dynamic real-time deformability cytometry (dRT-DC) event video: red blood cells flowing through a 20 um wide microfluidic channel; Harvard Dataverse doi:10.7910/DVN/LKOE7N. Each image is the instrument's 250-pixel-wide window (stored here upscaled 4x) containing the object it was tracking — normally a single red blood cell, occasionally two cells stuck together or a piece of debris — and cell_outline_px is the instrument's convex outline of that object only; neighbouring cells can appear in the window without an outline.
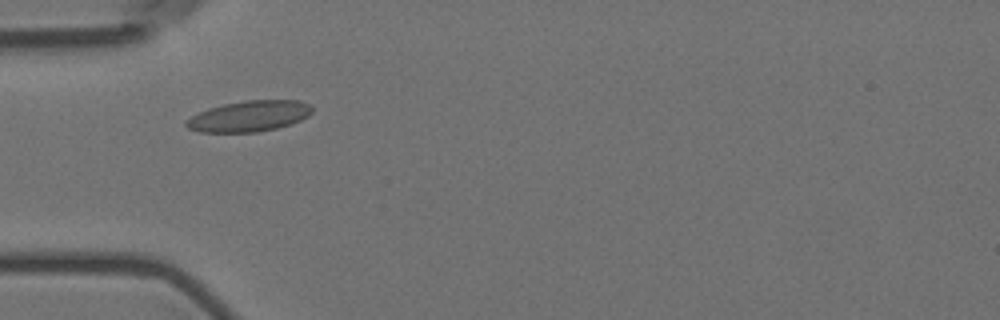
{"species": "Egyptian fruit bat (a non-hibernating species)", "species_latin": "Rousettus aegyptiacus", "temperature_condition": "room temperature", "stored_images_in_passage": 4, "camera_frame_rate_fps": 3000, "um_per_image_px": 0.085, "animal": {"sex": "female"}, "frame": {"image": 1, "passage_image": 3, "time_ms": 0.667, "image_size_px": [1000, 320], "cell_outline_px": [[312, 112], [308, 116], [292, 124], [276, 128], [256, 132], [200, 132], [188, 128], [184, 124], [184, 120], [208, 108], [224, 104], [244, 100], [300, 100], [308, 104], [312, 108]], "centroid_in_image_um": [21.17, 9.87], "position_along_channel_um": 63.8, "area_um2": 22.66}}
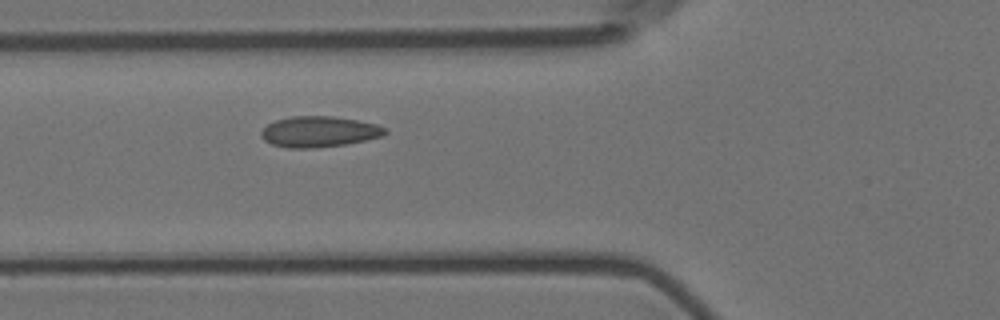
{"frame": {"image": 2, "passage_image": 4, "time_ms": 1.0, "image_size_px": [1000, 320], "cell_outline_px": [[388, 132], [384, 136], [344, 144], [312, 148], [288, 148], [272, 144], [264, 140], [260, 136], [260, 132], [268, 124], [276, 120], [292, 116], [332, 116], [356, 120], [376, 124], [388, 128]], "centroid_in_image_um": [27.13, 11.19], "position_along_channel_um": 98.7, "area_um2": 22.2}}